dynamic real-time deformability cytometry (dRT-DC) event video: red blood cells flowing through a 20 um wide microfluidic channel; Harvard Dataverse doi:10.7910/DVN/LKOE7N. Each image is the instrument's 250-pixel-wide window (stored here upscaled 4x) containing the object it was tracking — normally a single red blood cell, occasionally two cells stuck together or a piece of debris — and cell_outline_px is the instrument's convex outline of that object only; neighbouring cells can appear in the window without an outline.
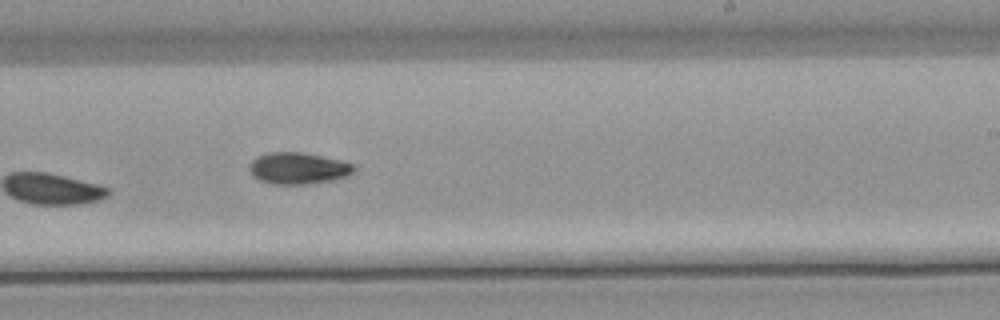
{"species": "common noctule bat (a hibernating species)", "species_latin": "Nyctalus noctula", "temperature_condition": "warm", "stored_images_in_passage": 11, "camera_frame_rate_fps": 3000, "um_per_image_px": 0.085, "animal": {"sex": "male", "body_mass_g": 21.5, "forearm_length_mm": 52.0}, "frame": {"image": 1, "passage_image": 10, "time_ms": 11.667, "image_size_px": [1000, 320], "cell_outline_px": [[356, 168], [352, 172], [344, 176], [332, 180], [304, 184], [272, 184], [260, 180], [252, 176], [248, 168], [252, 160], [268, 152], [304, 152], [340, 160], [352, 164]], "centroid_in_image_um": [25.3, 14.3], "position_along_channel_um": 263.7, "area_um2": 19.07}}
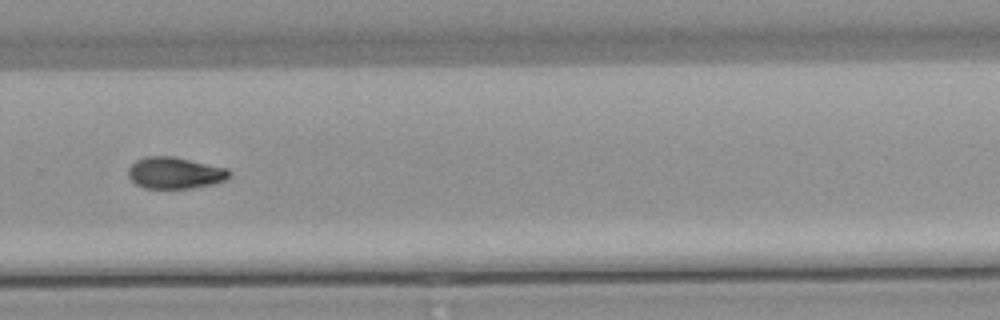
{"frame": {"image": 2, "passage_image": 11, "time_ms": 13.0, "image_size_px": [1000, 320], "cell_outline_px": [[228, 176], [224, 180], [212, 184], [192, 188], [144, 188], [136, 184], [128, 176], [128, 168], [136, 160], [148, 156], [172, 156], [228, 168]], "centroid_in_image_um": [14.83, 14.69], "position_along_channel_um": 315.0, "area_um2": 18.38}}